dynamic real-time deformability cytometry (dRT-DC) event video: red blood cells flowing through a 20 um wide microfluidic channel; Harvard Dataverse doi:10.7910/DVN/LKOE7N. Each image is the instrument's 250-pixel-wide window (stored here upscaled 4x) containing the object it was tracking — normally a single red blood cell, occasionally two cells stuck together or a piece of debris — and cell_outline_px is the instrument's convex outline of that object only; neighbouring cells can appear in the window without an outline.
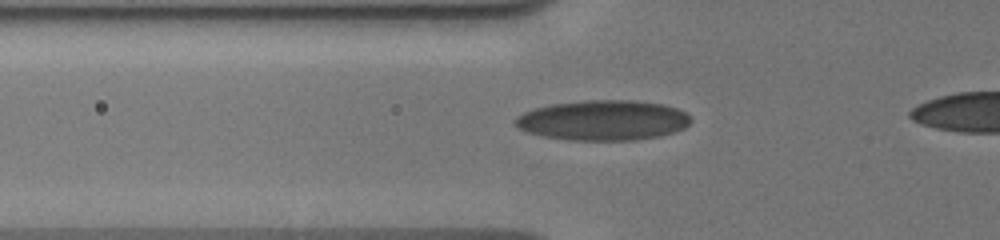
{"species": "human", "species_latin": "Homo sapiens", "temperature_condition": "cold", "stored_images_in_passage": 42, "camera_frame_rate_fps": 3000, "um_per_image_px": 0.085, "donor": {"sex": "male"}, "frame": {"image": 1, "passage_image": 14, "time_ms": 4.333, "image_size_px": [1000, 240], "cell_outline_px": [[692, 120], [684, 128], [676, 132], [660, 136], [636, 140], [568, 140], [544, 136], [528, 132], [520, 128], [512, 120], [516, 116], [532, 108], [552, 104], [584, 100], [632, 100], [664, 104], [676, 108], [684, 112]], "centroid_in_image_um": [51.26, 10.22], "position_along_channel_um": 74.5, "area_um2": 41.21}}
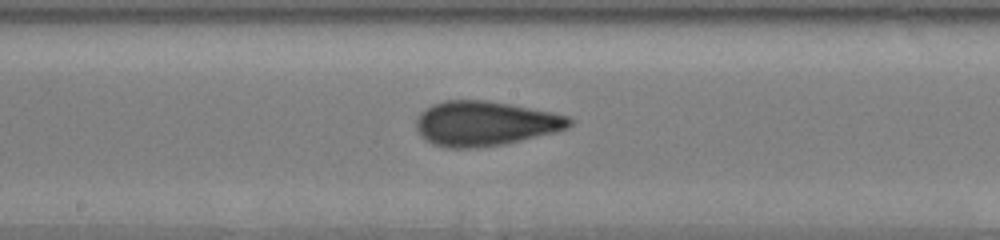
{"frame": {"image": 2, "passage_image": 24, "time_ms": 7.667, "image_size_px": [1000, 240], "cell_outline_px": [[572, 124], [568, 128], [556, 132], [504, 144], [476, 148], [448, 148], [432, 144], [420, 136], [416, 128], [416, 120], [420, 112], [424, 108], [432, 104], [444, 100], [488, 100], [512, 104], [552, 112], [568, 116], [572, 120]], "centroid_in_image_um": [41.21, 10.49], "position_along_channel_um": 207.0, "area_um2": 40.29}}
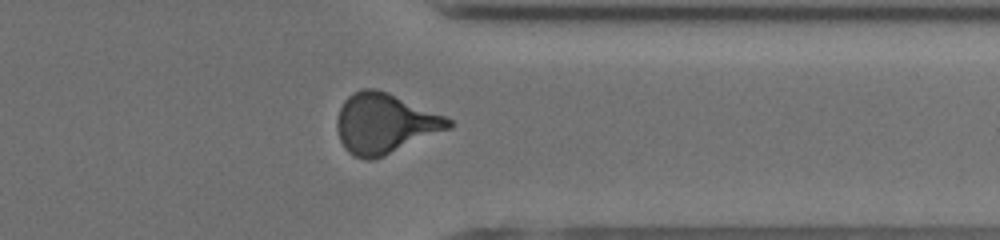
{"frame": {"image": 3, "passage_image": 37, "time_ms": 12.0, "image_size_px": [1000, 240], "cell_outline_px": [[452, 128], [384, 156], [372, 160], [368, 160], [352, 156], [344, 148], [340, 140], [336, 128], [336, 120], [340, 108], [344, 100], [352, 92], [360, 88], [376, 88], [388, 92], [444, 116], [452, 120]], "centroid_in_image_um": [32.67, 10.5], "position_along_channel_um": 378.7, "area_um2": 39.25}}